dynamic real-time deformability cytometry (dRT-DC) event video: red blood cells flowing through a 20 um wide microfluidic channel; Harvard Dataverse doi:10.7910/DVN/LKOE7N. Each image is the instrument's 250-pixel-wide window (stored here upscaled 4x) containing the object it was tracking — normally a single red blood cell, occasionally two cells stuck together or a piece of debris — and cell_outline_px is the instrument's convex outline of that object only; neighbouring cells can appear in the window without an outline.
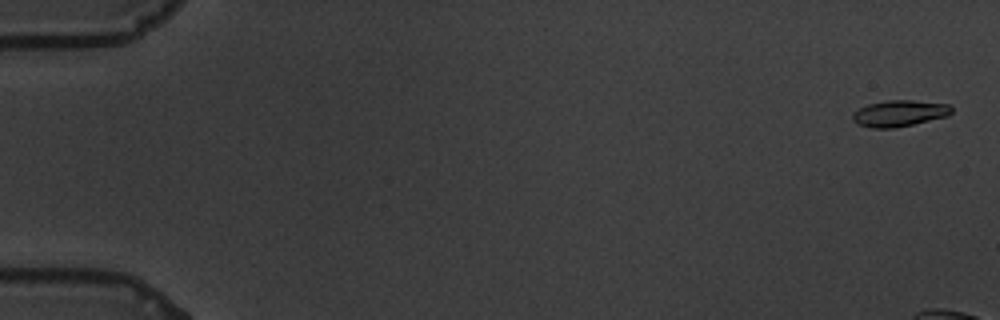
{"species": "common noctule bat (a hibernating species)", "species_latin": "Nyctalus noctula", "temperature_condition": "warm", "stored_images_in_passage": 11, "camera_frame_rate_fps": 3000, "um_per_image_px": 0.085, "animal": {"sex": "male", "body_mass_g": 19.5, "forearm_length_mm": 54.6}, "frame": {"image": 1, "passage_image": 2, "time_ms": 0.333, "image_size_px": [1000, 320], "cell_outline_px": [[952, 112], [948, 116], [896, 128], [872, 128], [856, 124], [852, 120], [852, 116], [860, 108], [868, 104], [888, 100], [912, 100], [948, 104], [952, 108]], "centroid_in_image_um": [76.45, 9.64], "position_along_channel_um": 8.5, "area_um2": 15.14}}